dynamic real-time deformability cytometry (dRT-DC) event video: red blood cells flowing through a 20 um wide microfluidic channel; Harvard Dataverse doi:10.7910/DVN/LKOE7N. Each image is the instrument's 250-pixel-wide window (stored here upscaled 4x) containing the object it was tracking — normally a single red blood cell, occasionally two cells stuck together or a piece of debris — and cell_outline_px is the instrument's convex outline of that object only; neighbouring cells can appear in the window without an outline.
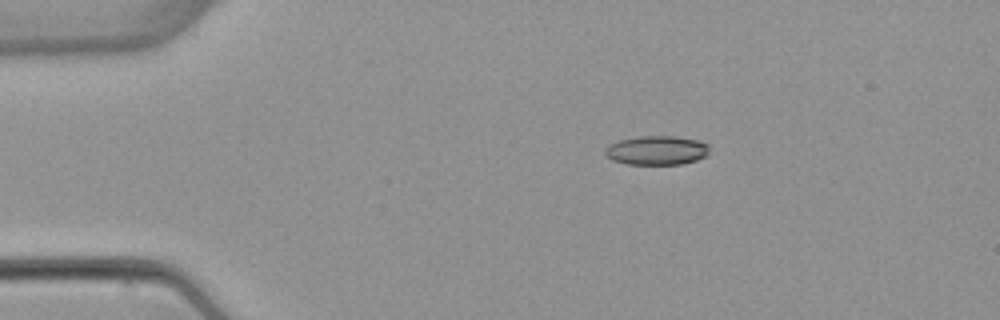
{"species": "common noctule bat (a hibernating species)", "species_latin": "Nyctalus noctula", "temperature_condition": "warm", "stored_images_in_passage": 5, "camera_frame_rate_fps": 3000, "um_per_image_px": 0.085, "animal": {"sex": "female", "body_mass_g": 22.7, "forearm_length_mm": 54.2}, "frame": {"image": 1, "passage_image": 2, "time_ms": 1.333, "image_size_px": [1000, 320], "cell_outline_px": [[708, 152], [704, 156], [696, 160], [680, 164], [628, 164], [612, 160], [604, 152], [604, 148], [608, 144], [616, 140], [636, 136], [676, 136], [700, 140], [708, 144]], "centroid_in_image_um": [55.78, 12.76], "position_along_channel_um": 29.2, "area_um2": 17.86}}
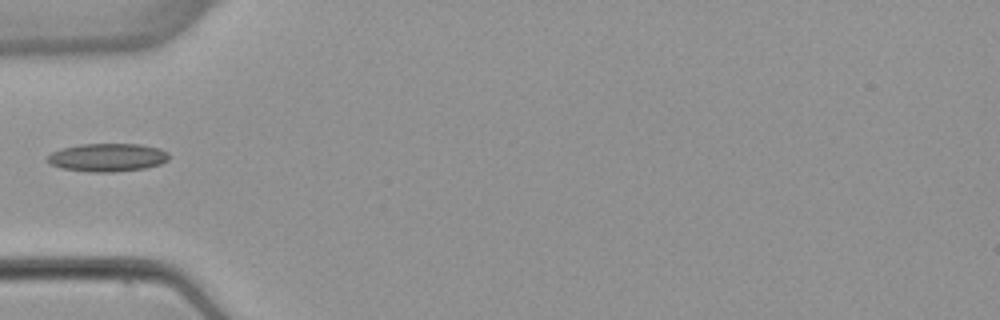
{"frame": {"image": 2, "passage_image": 4, "time_ms": 4.0, "image_size_px": [1000, 320], "cell_outline_px": [[168, 160], [160, 164], [144, 168], [116, 172], [92, 172], [60, 168], [48, 164], [48, 156], [52, 152], [64, 148], [80, 144], [140, 144], [160, 148], [168, 152]], "centroid_in_image_um": [9.14, 13.38], "position_along_channel_um": 75.9, "area_um2": 19.94}}
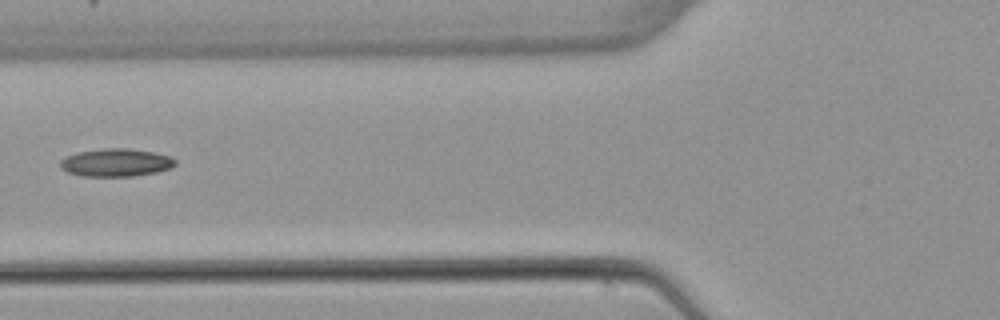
{"frame": {"image": 3, "passage_image": 5, "time_ms": 5.0, "image_size_px": [1000, 320], "cell_outline_px": [[176, 164], [172, 168], [156, 172], [132, 176], [84, 176], [68, 172], [60, 168], [60, 160], [64, 156], [80, 152], [104, 148], [128, 148], [156, 152], [172, 156], [176, 160]], "centroid_in_image_um": [9.89, 13.81], "position_along_channel_um": 115.9, "area_um2": 18.84}}